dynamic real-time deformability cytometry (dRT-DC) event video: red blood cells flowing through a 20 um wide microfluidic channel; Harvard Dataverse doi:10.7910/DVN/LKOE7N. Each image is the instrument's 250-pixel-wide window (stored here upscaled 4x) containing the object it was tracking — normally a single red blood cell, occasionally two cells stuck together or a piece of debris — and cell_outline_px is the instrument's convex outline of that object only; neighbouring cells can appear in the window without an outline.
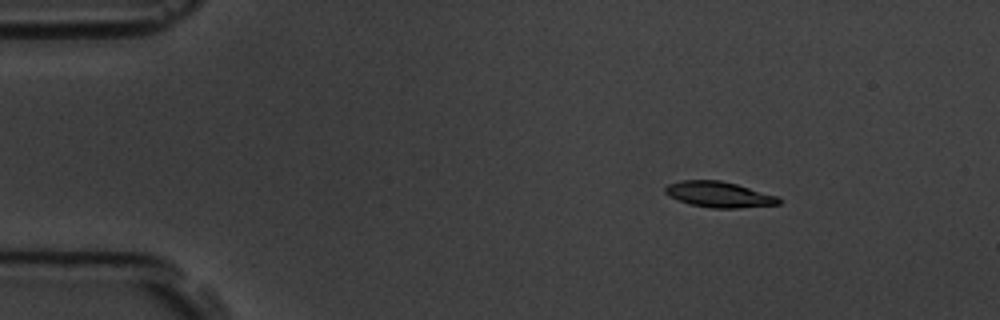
{"species": "common noctule bat (a hibernating species)", "species_latin": "Nyctalus noctula", "temperature_condition": "room temperature", "stored_images_in_passage": 13, "camera_frame_rate_fps": 3000, "um_per_image_px": 0.085, "animal": {"sex": "male", "body_mass_g": 19.5, "forearm_length_mm": 54.6}, "frame": {"image": 1, "passage_image": 1, "time_ms": 0.0, "image_size_px": [1000, 320], "cell_outline_px": [[780, 204], [740, 208], [712, 208], [688, 204], [668, 196], [664, 192], [664, 188], [668, 184], [680, 180], [720, 180], [736, 184], [780, 196]], "centroid_in_image_um": [61.11, 16.53], "position_along_channel_um": 23.9, "area_um2": 17.22}}
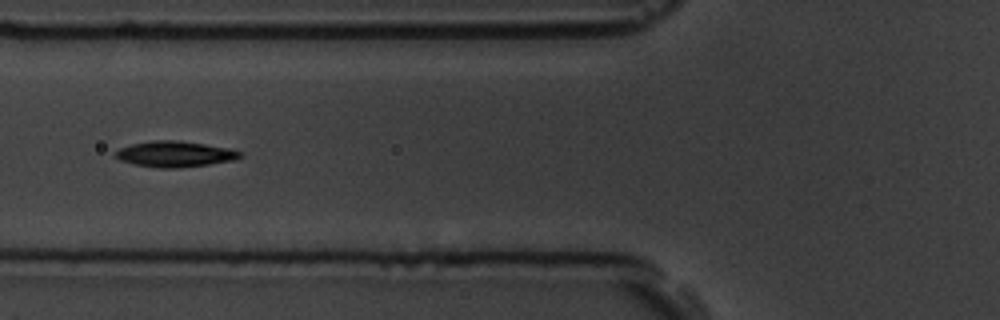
{"frame": {"image": 2, "passage_image": 4, "time_ms": 4.333, "image_size_px": [1000, 320], "cell_outline_px": [[244, 156], [232, 160], [208, 164], [180, 168], [160, 168], [136, 164], [120, 160], [112, 156], [120, 148], [132, 144], [152, 140], [176, 140], [204, 144], [228, 148], [244, 152]], "centroid_in_image_um": [14.88, 13.09], "position_along_channel_um": 110.9, "area_um2": 18.67}}
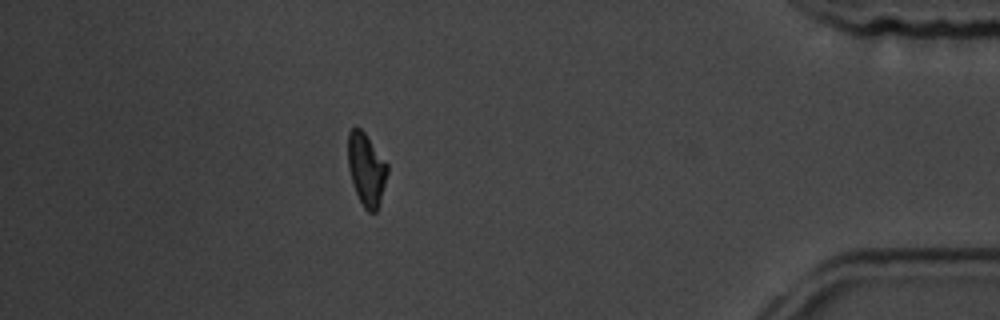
{"frame": {"image": 3, "passage_image": 12, "time_ms": 13.333, "image_size_px": [1000, 320], "cell_outline_px": [[388, 172], [380, 204], [376, 212], [368, 212], [364, 208], [356, 192], [348, 168], [348, 132], [352, 128], [360, 128], [364, 132], [388, 164]], "centroid_in_image_um": [31.15, 14.4], "position_along_channel_um": 404.0, "area_um2": 16.59}, "authors_computed_cell_mechanics": {"area_um2": 17.5712, "velocity_mm_per_s": 3.7666, "shape_relaxation_time_tau1_ms": null, "shape_relaxation_time_tau2_ms": 3.6902, "deformation_change_tau1": null, "deformation_change_tau2": 0.0795}}